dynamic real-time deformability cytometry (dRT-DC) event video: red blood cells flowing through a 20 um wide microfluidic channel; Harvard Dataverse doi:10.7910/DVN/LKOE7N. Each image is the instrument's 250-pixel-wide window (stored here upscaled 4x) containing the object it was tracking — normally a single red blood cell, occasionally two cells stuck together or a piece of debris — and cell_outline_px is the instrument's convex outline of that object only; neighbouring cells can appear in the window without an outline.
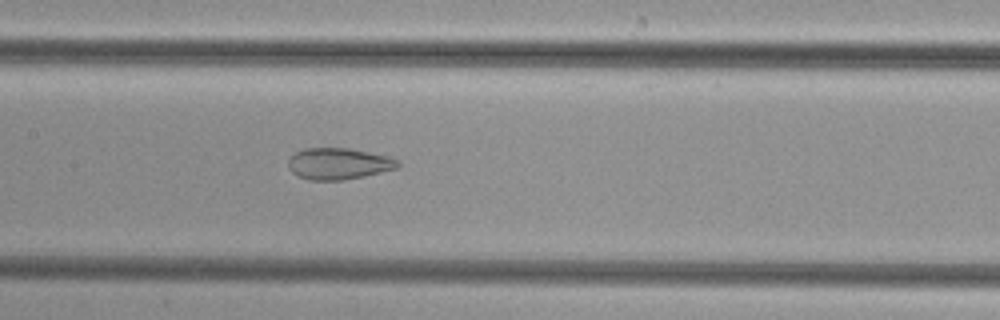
{"species": "common noctule bat (a hibernating species)", "species_latin": "Nyctalus noctula", "temperature_condition": "cold", "stored_images_in_passage": 40, "camera_frame_rate_fps": 3000, "um_per_image_px": 0.085, "animal": {"sex": "female", "body_mass_g": 29.2, "forearm_length_mm": 56.3}, "frame": {"image": 1, "passage_image": 15, "time_ms": 4.667, "image_size_px": [1000, 320], "cell_outline_px": [[400, 168], [364, 176], [344, 180], [308, 180], [296, 176], [288, 168], [288, 160], [296, 152], [304, 148], [348, 148], [388, 156], [400, 160]], "centroid_in_image_um": [28.79, 13.92], "position_along_channel_um": 178.6, "area_um2": 20.29}}
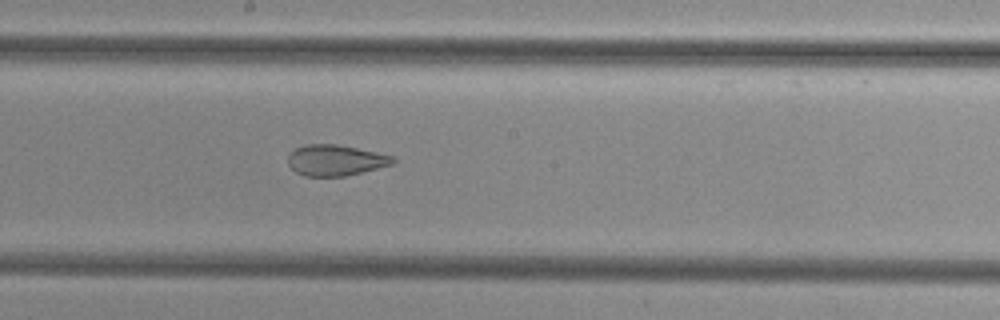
{"frame": {"image": 2, "passage_image": 18, "time_ms": 5.667, "image_size_px": [1000, 320], "cell_outline_px": [[396, 160], [392, 164], [344, 176], [304, 176], [296, 172], [288, 164], [288, 152], [304, 144], [336, 144], [356, 148], [392, 156]], "centroid_in_image_um": [28.45, 13.61], "position_along_channel_um": 219.8, "area_um2": 18.67}}
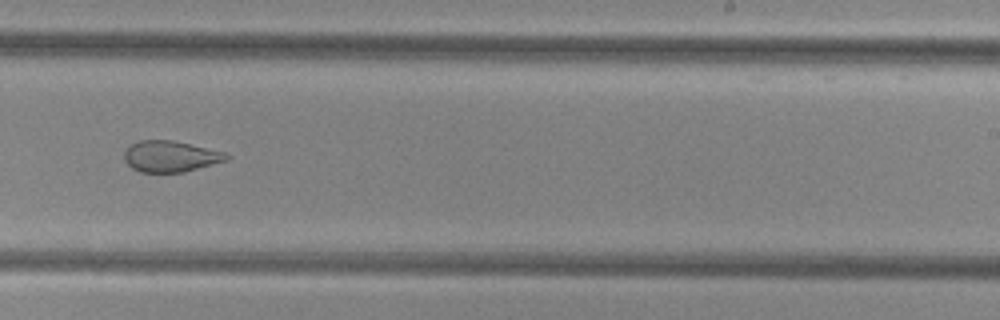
{"frame": {"image": 3, "passage_image": 22, "time_ms": 7.0, "image_size_px": [1000, 320], "cell_outline_px": [[232, 156], [228, 160], [184, 172], [140, 172], [132, 168], [124, 160], [124, 152], [132, 144], [140, 140], [172, 140], [228, 152]], "centroid_in_image_um": [14.54, 13.29], "position_along_channel_um": 274.5, "area_um2": 18.67}}